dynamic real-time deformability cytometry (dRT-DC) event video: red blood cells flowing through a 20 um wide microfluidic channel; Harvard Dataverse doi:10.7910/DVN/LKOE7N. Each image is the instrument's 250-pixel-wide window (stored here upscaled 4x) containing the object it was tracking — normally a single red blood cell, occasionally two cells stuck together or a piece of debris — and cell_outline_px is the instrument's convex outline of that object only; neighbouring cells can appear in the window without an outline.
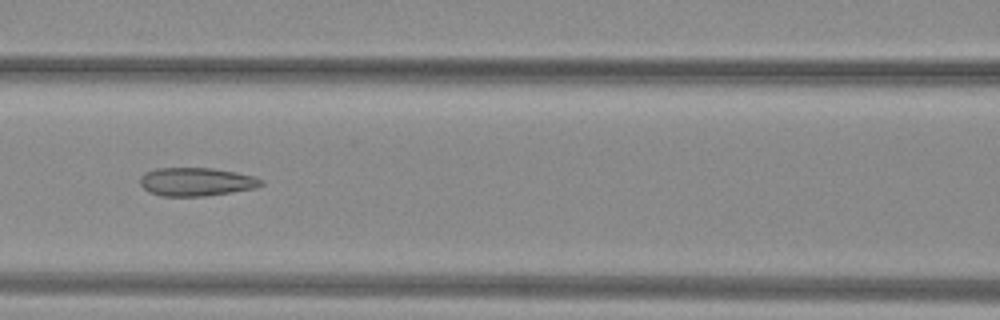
{"species": "common noctule bat (a hibernating species)", "species_latin": "Nyctalus noctula", "temperature_condition": "warm", "stored_images_in_passage": 47, "camera_frame_rate_fps": 3000, "um_per_image_px": 0.085, "animal": {"sex": "female", "body_mass_g": 29.2, "forearm_length_mm": 56.3}, "frame": {"image": 1, "passage_image": 20, "time_ms": 6.333, "image_size_px": [1000, 320], "cell_outline_px": [[264, 184], [256, 188], [232, 192], [204, 196], [160, 196], [148, 192], [140, 184], [140, 176], [144, 172], [156, 168], [212, 168], [236, 172], [256, 176], [264, 180]], "centroid_in_image_um": [16.7, 15.45], "position_along_channel_um": 149.9, "area_um2": 20.29}}
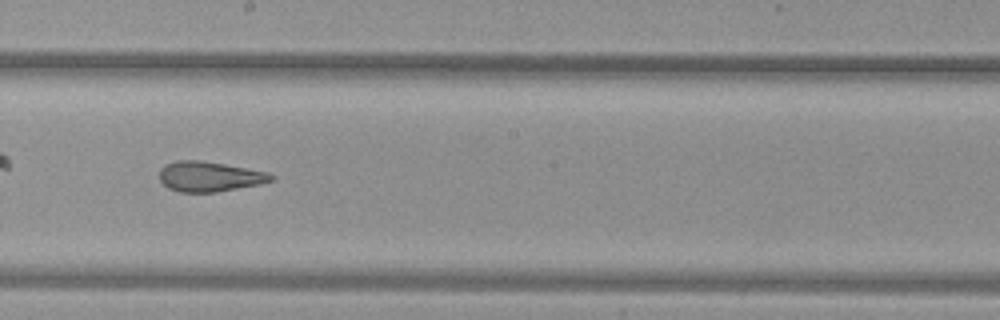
{"frame": {"image": 2, "passage_image": 26, "time_ms": 8.333, "image_size_px": [1000, 320], "cell_outline_px": [[276, 176], [272, 180], [260, 184], [216, 192], [180, 192], [168, 188], [160, 180], [160, 168], [168, 164], [180, 160], [200, 160], [224, 164], [268, 172]], "centroid_in_image_um": [17.82, 15.01], "position_along_channel_um": 230.4, "area_um2": 19.42}}
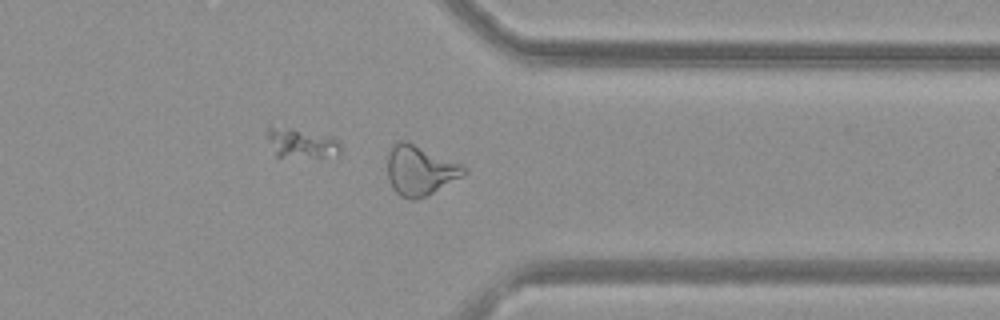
{"frame": {"image": 3, "passage_image": 37, "time_ms": 12.0, "image_size_px": [1000, 320], "cell_outline_px": [[468, 172], [432, 192], [424, 196], [412, 200], [400, 196], [392, 188], [388, 180], [388, 152], [392, 144], [400, 140], [408, 140], [460, 164], [468, 168]], "centroid_in_image_um": [35.65, 14.45], "position_along_channel_um": 375.7, "area_um2": 22.02}}